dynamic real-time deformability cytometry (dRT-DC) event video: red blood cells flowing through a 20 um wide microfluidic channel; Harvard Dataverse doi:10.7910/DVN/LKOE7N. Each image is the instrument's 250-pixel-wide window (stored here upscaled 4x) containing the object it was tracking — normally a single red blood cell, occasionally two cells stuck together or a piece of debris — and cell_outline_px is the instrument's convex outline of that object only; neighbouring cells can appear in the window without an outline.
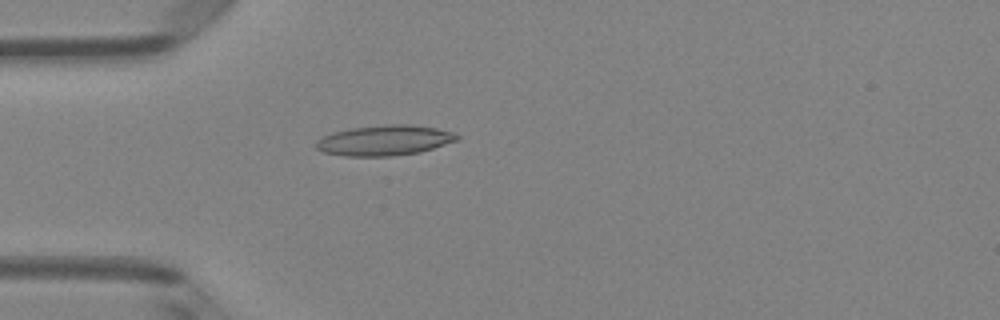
{"species": "Egyptian fruit bat (a non-hibernating species)", "species_latin": "Rousettus aegyptiacus", "temperature_condition": "room temperature", "stored_images_in_passage": 4, "camera_frame_rate_fps": 3000, "um_per_image_px": 0.085, "animal": {"sex": "female"}, "frame": {"image": 1, "passage_image": 4, "time_ms": 3.667, "image_size_px": [1000, 320], "cell_outline_px": [[460, 140], [420, 152], [392, 156], [344, 156], [324, 152], [316, 148], [316, 140], [332, 132], [352, 128], [388, 124], [408, 124], [436, 128], [452, 132], [460, 136]], "centroid_in_image_um": [32.7, 11.93], "position_along_channel_um": 52.3, "area_um2": 24.91}}